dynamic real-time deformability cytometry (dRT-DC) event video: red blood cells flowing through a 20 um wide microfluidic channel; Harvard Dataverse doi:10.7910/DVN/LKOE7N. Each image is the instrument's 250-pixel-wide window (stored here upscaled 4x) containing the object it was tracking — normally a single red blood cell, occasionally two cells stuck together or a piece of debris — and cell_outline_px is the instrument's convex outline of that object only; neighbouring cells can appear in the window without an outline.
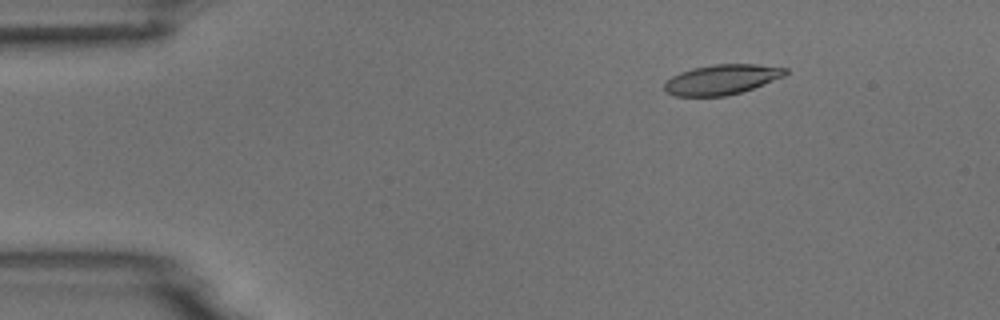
{"species": "common noctule bat (a hibernating species)", "species_latin": "Nyctalus noctula", "temperature_condition": "room temperature", "stored_images_in_passage": 3, "camera_frame_rate_fps": 3000, "um_per_image_px": 0.085, "animal": {"sex": "male", "body_mass_g": 18.8}, "frame": {"image": 1, "passage_image": 1, "time_ms": 0.0, "image_size_px": [1000, 320], "cell_outline_px": [[788, 72], [784, 76], [764, 84], [740, 92], [724, 96], [672, 96], [664, 92], [664, 84], [672, 76], [680, 72], [692, 68], [716, 64], [756, 64], [788, 68]], "centroid_in_image_um": [61.33, 6.76], "position_along_channel_um": 23.7, "area_um2": 21.15}}